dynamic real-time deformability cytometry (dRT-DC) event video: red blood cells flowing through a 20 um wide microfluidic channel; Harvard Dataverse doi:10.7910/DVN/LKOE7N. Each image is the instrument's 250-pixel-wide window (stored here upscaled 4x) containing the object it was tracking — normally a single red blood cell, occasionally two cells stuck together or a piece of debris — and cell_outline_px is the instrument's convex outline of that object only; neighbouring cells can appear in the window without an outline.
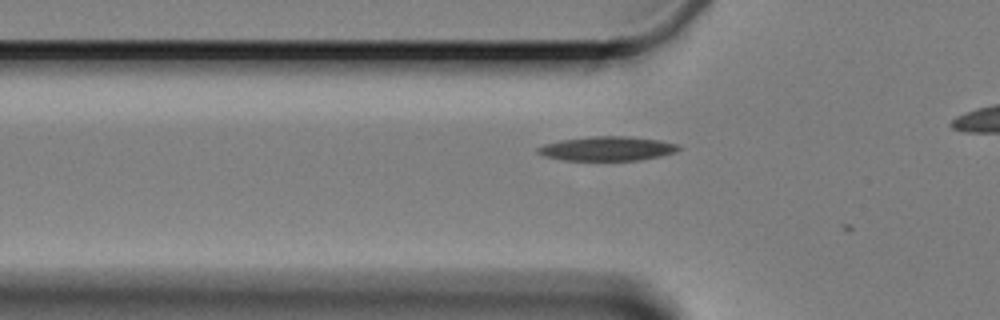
{"species": "Egyptian fruit bat (a non-hibernating species)", "species_latin": "Rousettus aegyptiacus", "temperature_condition": "cold", "stored_images_in_passage": 6, "segment_of_instrument_passage": [1, 2], "camera_frame_rate_fps": 3000, "um_per_image_px": 0.085, "animal": {"sex": "female"}, "frame": {"image": 1, "passage_image": 3, "time_ms": 2.333, "image_size_px": [1000, 320], "cell_outline_px": [[680, 148], [676, 152], [660, 156], [640, 160], [564, 160], [544, 156], [536, 152], [536, 148], [544, 144], [560, 140], [592, 136], [628, 136], [660, 140], [676, 144]], "centroid_in_image_um": [51.59, 12.63], "position_along_channel_um": 74.2, "area_um2": 19.88}}